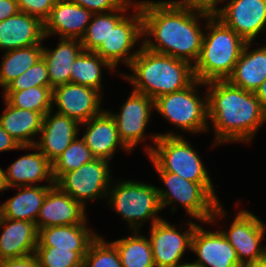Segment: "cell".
<instances>
[{
  "label": "cell",
  "instance_id": "31",
  "mask_svg": "<svg viewBox=\"0 0 266 267\" xmlns=\"http://www.w3.org/2000/svg\"><path fill=\"white\" fill-rule=\"evenodd\" d=\"M115 69L94 51L82 50L71 66V83L91 87L102 93V69Z\"/></svg>",
  "mask_w": 266,
  "mask_h": 267
},
{
  "label": "cell",
  "instance_id": "4",
  "mask_svg": "<svg viewBox=\"0 0 266 267\" xmlns=\"http://www.w3.org/2000/svg\"><path fill=\"white\" fill-rule=\"evenodd\" d=\"M205 21L207 35L204 34L200 55L193 65L195 79L204 83L227 80L247 42L216 16Z\"/></svg>",
  "mask_w": 266,
  "mask_h": 267
},
{
  "label": "cell",
  "instance_id": "23",
  "mask_svg": "<svg viewBox=\"0 0 266 267\" xmlns=\"http://www.w3.org/2000/svg\"><path fill=\"white\" fill-rule=\"evenodd\" d=\"M1 228L0 259L19 258L35 253L38 244L35 223L3 218L0 215Z\"/></svg>",
  "mask_w": 266,
  "mask_h": 267
},
{
  "label": "cell",
  "instance_id": "17",
  "mask_svg": "<svg viewBox=\"0 0 266 267\" xmlns=\"http://www.w3.org/2000/svg\"><path fill=\"white\" fill-rule=\"evenodd\" d=\"M85 207L54 184L39 210L36 219L37 230L51 226L86 224Z\"/></svg>",
  "mask_w": 266,
  "mask_h": 267
},
{
  "label": "cell",
  "instance_id": "8",
  "mask_svg": "<svg viewBox=\"0 0 266 267\" xmlns=\"http://www.w3.org/2000/svg\"><path fill=\"white\" fill-rule=\"evenodd\" d=\"M200 85L205 83L195 79L182 90L156 98L154 109L183 131L194 134L209 131L207 91L204 98L199 97L196 89Z\"/></svg>",
  "mask_w": 266,
  "mask_h": 267
},
{
  "label": "cell",
  "instance_id": "45",
  "mask_svg": "<svg viewBox=\"0 0 266 267\" xmlns=\"http://www.w3.org/2000/svg\"><path fill=\"white\" fill-rule=\"evenodd\" d=\"M240 267H266V259L260 262L242 264Z\"/></svg>",
  "mask_w": 266,
  "mask_h": 267
},
{
  "label": "cell",
  "instance_id": "40",
  "mask_svg": "<svg viewBox=\"0 0 266 267\" xmlns=\"http://www.w3.org/2000/svg\"><path fill=\"white\" fill-rule=\"evenodd\" d=\"M93 14L111 12L118 9L126 0H71Z\"/></svg>",
  "mask_w": 266,
  "mask_h": 267
},
{
  "label": "cell",
  "instance_id": "24",
  "mask_svg": "<svg viewBox=\"0 0 266 267\" xmlns=\"http://www.w3.org/2000/svg\"><path fill=\"white\" fill-rule=\"evenodd\" d=\"M252 42H247L232 74L227 81L246 91L256 92L266 80V45L251 49Z\"/></svg>",
  "mask_w": 266,
  "mask_h": 267
},
{
  "label": "cell",
  "instance_id": "22",
  "mask_svg": "<svg viewBox=\"0 0 266 267\" xmlns=\"http://www.w3.org/2000/svg\"><path fill=\"white\" fill-rule=\"evenodd\" d=\"M29 149H36L38 152L21 156L3 171L6 190L11 187L35 186L43 180L47 181V184H55L52 177V163L35 145L29 146Z\"/></svg>",
  "mask_w": 266,
  "mask_h": 267
},
{
  "label": "cell",
  "instance_id": "39",
  "mask_svg": "<svg viewBox=\"0 0 266 267\" xmlns=\"http://www.w3.org/2000/svg\"><path fill=\"white\" fill-rule=\"evenodd\" d=\"M175 5L196 11L208 14L210 16H216L221 8H217L218 3L223 2L224 0H171Z\"/></svg>",
  "mask_w": 266,
  "mask_h": 267
},
{
  "label": "cell",
  "instance_id": "26",
  "mask_svg": "<svg viewBox=\"0 0 266 267\" xmlns=\"http://www.w3.org/2000/svg\"><path fill=\"white\" fill-rule=\"evenodd\" d=\"M6 107L0 115L2 128L18 142L20 146L35 145L33 138L39 136L44 115L27 109L11 106L5 99Z\"/></svg>",
  "mask_w": 266,
  "mask_h": 267
},
{
  "label": "cell",
  "instance_id": "14",
  "mask_svg": "<svg viewBox=\"0 0 266 267\" xmlns=\"http://www.w3.org/2000/svg\"><path fill=\"white\" fill-rule=\"evenodd\" d=\"M101 97V93L91 87L66 83L53 88L52 104L57 106L56 113L82 124L103 111Z\"/></svg>",
  "mask_w": 266,
  "mask_h": 267
},
{
  "label": "cell",
  "instance_id": "36",
  "mask_svg": "<svg viewBox=\"0 0 266 267\" xmlns=\"http://www.w3.org/2000/svg\"><path fill=\"white\" fill-rule=\"evenodd\" d=\"M35 254L40 267H83L87 252H72L71 249L36 247Z\"/></svg>",
  "mask_w": 266,
  "mask_h": 267
},
{
  "label": "cell",
  "instance_id": "10",
  "mask_svg": "<svg viewBox=\"0 0 266 267\" xmlns=\"http://www.w3.org/2000/svg\"><path fill=\"white\" fill-rule=\"evenodd\" d=\"M233 219L228 231L221 230L235 248L240 264L255 263L266 259V247L261 242L265 224L248 210H241Z\"/></svg>",
  "mask_w": 266,
  "mask_h": 267
},
{
  "label": "cell",
  "instance_id": "44",
  "mask_svg": "<svg viewBox=\"0 0 266 267\" xmlns=\"http://www.w3.org/2000/svg\"><path fill=\"white\" fill-rule=\"evenodd\" d=\"M255 95L260 101L262 107L266 110V80L256 90Z\"/></svg>",
  "mask_w": 266,
  "mask_h": 267
},
{
  "label": "cell",
  "instance_id": "35",
  "mask_svg": "<svg viewBox=\"0 0 266 267\" xmlns=\"http://www.w3.org/2000/svg\"><path fill=\"white\" fill-rule=\"evenodd\" d=\"M83 267H123L121 259L112 242L97 236L90 244L84 257Z\"/></svg>",
  "mask_w": 266,
  "mask_h": 267
},
{
  "label": "cell",
  "instance_id": "15",
  "mask_svg": "<svg viewBox=\"0 0 266 267\" xmlns=\"http://www.w3.org/2000/svg\"><path fill=\"white\" fill-rule=\"evenodd\" d=\"M220 8L216 17L246 42L253 43L259 33L266 31V0H229Z\"/></svg>",
  "mask_w": 266,
  "mask_h": 267
},
{
  "label": "cell",
  "instance_id": "5",
  "mask_svg": "<svg viewBox=\"0 0 266 267\" xmlns=\"http://www.w3.org/2000/svg\"><path fill=\"white\" fill-rule=\"evenodd\" d=\"M154 146L146 145V154L156 170H164L186 180L202 184L216 199L215 187L198 152L185 137L173 131L150 135Z\"/></svg>",
  "mask_w": 266,
  "mask_h": 267
},
{
  "label": "cell",
  "instance_id": "28",
  "mask_svg": "<svg viewBox=\"0 0 266 267\" xmlns=\"http://www.w3.org/2000/svg\"><path fill=\"white\" fill-rule=\"evenodd\" d=\"M83 50L78 39L60 38L57 47L46 48L43 45L42 57L49 73L50 87L71 83V66Z\"/></svg>",
  "mask_w": 266,
  "mask_h": 267
},
{
  "label": "cell",
  "instance_id": "12",
  "mask_svg": "<svg viewBox=\"0 0 266 267\" xmlns=\"http://www.w3.org/2000/svg\"><path fill=\"white\" fill-rule=\"evenodd\" d=\"M132 16H125L114 28L101 45L94 51L106 60L115 70L120 62L130 66L139 49L130 53L142 36V15L137 4Z\"/></svg>",
  "mask_w": 266,
  "mask_h": 267
},
{
  "label": "cell",
  "instance_id": "11",
  "mask_svg": "<svg viewBox=\"0 0 266 267\" xmlns=\"http://www.w3.org/2000/svg\"><path fill=\"white\" fill-rule=\"evenodd\" d=\"M188 228L183 229L161 219L151 225L149 240L152 246L155 267H175L182 263L187 249L191 250V241L198 223L189 220ZM181 230V231H180Z\"/></svg>",
  "mask_w": 266,
  "mask_h": 267
},
{
  "label": "cell",
  "instance_id": "29",
  "mask_svg": "<svg viewBox=\"0 0 266 267\" xmlns=\"http://www.w3.org/2000/svg\"><path fill=\"white\" fill-rule=\"evenodd\" d=\"M138 2L126 0L118 9L106 13L93 14L87 29L81 38L83 50L95 51L106 40L111 28H114L126 15L130 7ZM120 13V14H119Z\"/></svg>",
  "mask_w": 266,
  "mask_h": 267
},
{
  "label": "cell",
  "instance_id": "3",
  "mask_svg": "<svg viewBox=\"0 0 266 267\" xmlns=\"http://www.w3.org/2000/svg\"><path fill=\"white\" fill-rule=\"evenodd\" d=\"M132 74H122L133 90L152 99L188 87L194 80L193 65L185 60L158 53L142 44L130 64Z\"/></svg>",
  "mask_w": 266,
  "mask_h": 267
},
{
  "label": "cell",
  "instance_id": "16",
  "mask_svg": "<svg viewBox=\"0 0 266 267\" xmlns=\"http://www.w3.org/2000/svg\"><path fill=\"white\" fill-rule=\"evenodd\" d=\"M196 256L195 264L201 267H240L235 248L221 231H206L197 225L191 241Z\"/></svg>",
  "mask_w": 266,
  "mask_h": 267
},
{
  "label": "cell",
  "instance_id": "43",
  "mask_svg": "<svg viewBox=\"0 0 266 267\" xmlns=\"http://www.w3.org/2000/svg\"><path fill=\"white\" fill-rule=\"evenodd\" d=\"M19 12L16 0H0V22Z\"/></svg>",
  "mask_w": 266,
  "mask_h": 267
},
{
  "label": "cell",
  "instance_id": "38",
  "mask_svg": "<svg viewBox=\"0 0 266 267\" xmlns=\"http://www.w3.org/2000/svg\"><path fill=\"white\" fill-rule=\"evenodd\" d=\"M19 11L37 17L44 22L57 0H16Z\"/></svg>",
  "mask_w": 266,
  "mask_h": 267
},
{
  "label": "cell",
  "instance_id": "27",
  "mask_svg": "<svg viewBox=\"0 0 266 267\" xmlns=\"http://www.w3.org/2000/svg\"><path fill=\"white\" fill-rule=\"evenodd\" d=\"M52 186L48 184L14 187L19 191L0 205V215L3 218L25 220L36 224L39 210Z\"/></svg>",
  "mask_w": 266,
  "mask_h": 267
},
{
  "label": "cell",
  "instance_id": "37",
  "mask_svg": "<svg viewBox=\"0 0 266 267\" xmlns=\"http://www.w3.org/2000/svg\"><path fill=\"white\" fill-rule=\"evenodd\" d=\"M32 87H50L49 73L43 57L30 69L11 82L3 92H16Z\"/></svg>",
  "mask_w": 266,
  "mask_h": 267
},
{
  "label": "cell",
  "instance_id": "7",
  "mask_svg": "<svg viewBox=\"0 0 266 267\" xmlns=\"http://www.w3.org/2000/svg\"><path fill=\"white\" fill-rule=\"evenodd\" d=\"M116 183L108 190V204L129 223V229L139 231L146 220L152 219V225L162 219L157 215L162 210L157 186L136 180Z\"/></svg>",
  "mask_w": 266,
  "mask_h": 267
},
{
  "label": "cell",
  "instance_id": "19",
  "mask_svg": "<svg viewBox=\"0 0 266 267\" xmlns=\"http://www.w3.org/2000/svg\"><path fill=\"white\" fill-rule=\"evenodd\" d=\"M80 124L68 116L58 113L53 114V109L46 113L43 118L39 133L41 138L35 146L53 163L79 136Z\"/></svg>",
  "mask_w": 266,
  "mask_h": 267
},
{
  "label": "cell",
  "instance_id": "18",
  "mask_svg": "<svg viewBox=\"0 0 266 267\" xmlns=\"http://www.w3.org/2000/svg\"><path fill=\"white\" fill-rule=\"evenodd\" d=\"M93 13L71 0H57L48 18L43 22L45 38L59 35V38L81 40Z\"/></svg>",
  "mask_w": 266,
  "mask_h": 267
},
{
  "label": "cell",
  "instance_id": "9",
  "mask_svg": "<svg viewBox=\"0 0 266 267\" xmlns=\"http://www.w3.org/2000/svg\"><path fill=\"white\" fill-rule=\"evenodd\" d=\"M109 166L108 160L95 158L78 169L63 174L55 185L84 206L90 200L102 197L106 199L113 180Z\"/></svg>",
  "mask_w": 266,
  "mask_h": 267
},
{
  "label": "cell",
  "instance_id": "32",
  "mask_svg": "<svg viewBox=\"0 0 266 267\" xmlns=\"http://www.w3.org/2000/svg\"><path fill=\"white\" fill-rule=\"evenodd\" d=\"M131 234L133 235L111 241L118 250L122 266L155 267L149 238L143 236L140 230H133Z\"/></svg>",
  "mask_w": 266,
  "mask_h": 267
},
{
  "label": "cell",
  "instance_id": "20",
  "mask_svg": "<svg viewBox=\"0 0 266 267\" xmlns=\"http://www.w3.org/2000/svg\"><path fill=\"white\" fill-rule=\"evenodd\" d=\"M81 125L87 127L82 138L95 158L110 161L118 147L131 153L121 141L116 122L107 110L103 109L99 115Z\"/></svg>",
  "mask_w": 266,
  "mask_h": 267
},
{
  "label": "cell",
  "instance_id": "46",
  "mask_svg": "<svg viewBox=\"0 0 266 267\" xmlns=\"http://www.w3.org/2000/svg\"><path fill=\"white\" fill-rule=\"evenodd\" d=\"M3 171L4 170L2 168H0V192L6 190V187H5V184H4Z\"/></svg>",
  "mask_w": 266,
  "mask_h": 267
},
{
  "label": "cell",
  "instance_id": "25",
  "mask_svg": "<svg viewBox=\"0 0 266 267\" xmlns=\"http://www.w3.org/2000/svg\"><path fill=\"white\" fill-rule=\"evenodd\" d=\"M98 235L87 224L51 226L38 230L37 247L71 249L72 252H87Z\"/></svg>",
  "mask_w": 266,
  "mask_h": 267
},
{
  "label": "cell",
  "instance_id": "30",
  "mask_svg": "<svg viewBox=\"0 0 266 267\" xmlns=\"http://www.w3.org/2000/svg\"><path fill=\"white\" fill-rule=\"evenodd\" d=\"M43 44L6 51L0 64V86L5 89L30 69L41 57Z\"/></svg>",
  "mask_w": 266,
  "mask_h": 267
},
{
  "label": "cell",
  "instance_id": "6",
  "mask_svg": "<svg viewBox=\"0 0 266 267\" xmlns=\"http://www.w3.org/2000/svg\"><path fill=\"white\" fill-rule=\"evenodd\" d=\"M156 172L167 187L166 190L157 187L162 209L178 202L186 210V215L203 224L218 222V217L222 219L226 217L227 214L219 199H216L202 184L164 170Z\"/></svg>",
  "mask_w": 266,
  "mask_h": 267
},
{
  "label": "cell",
  "instance_id": "2",
  "mask_svg": "<svg viewBox=\"0 0 266 267\" xmlns=\"http://www.w3.org/2000/svg\"><path fill=\"white\" fill-rule=\"evenodd\" d=\"M208 120L213 123V145L232 142L250 143L262 124L266 110L254 92L231 85L227 80L205 83Z\"/></svg>",
  "mask_w": 266,
  "mask_h": 267
},
{
  "label": "cell",
  "instance_id": "47",
  "mask_svg": "<svg viewBox=\"0 0 266 267\" xmlns=\"http://www.w3.org/2000/svg\"><path fill=\"white\" fill-rule=\"evenodd\" d=\"M175 267H201L200 265H197V264H195L194 262H182V263H179L177 266H175Z\"/></svg>",
  "mask_w": 266,
  "mask_h": 267
},
{
  "label": "cell",
  "instance_id": "42",
  "mask_svg": "<svg viewBox=\"0 0 266 267\" xmlns=\"http://www.w3.org/2000/svg\"><path fill=\"white\" fill-rule=\"evenodd\" d=\"M26 150L29 146H20L1 126L0 124V152L10 150Z\"/></svg>",
  "mask_w": 266,
  "mask_h": 267
},
{
  "label": "cell",
  "instance_id": "1",
  "mask_svg": "<svg viewBox=\"0 0 266 267\" xmlns=\"http://www.w3.org/2000/svg\"><path fill=\"white\" fill-rule=\"evenodd\" d=\"M138 5L142 15V45L194 65L204 37L199 19L211 16L181 8L171 0L138 1Z\"/></svg>",
  "mask_w": 266,
  "mask_h": 267
},
{
  "label": "cell",
  "instance_id": "13",
  "mask_svg": "<svg viewBox=\"0 0 266 267\" xmlns=\"http://www.w3.org/2000/svg\"><path fill=\"white\" fill-rule=\"evenodd\" d=\"M120 109L119 113L107 111L116 122L121 141L132 152L140 142L146 140L144 130L154 109V99L132 90Z\"/></svg>",
  "mask_w": 266,
  "mask_h": 267
},
{
  "label": "cell",
  "instance_id": "34",
  "mask_svg": "<svg viewBox=\"0 0 266 267\" xmlns=\"http://www.w3.org/2000/svg\"><path fill=\"white\" fill-rule=\"evenodd\" d=\"M95 157L84 139L75 138L64 152L52 163V177L56 182L63 174L78 169Z\"/></svg>",
  "mask_w": 266,
  "mask_h": 267
},
{
  "label": "cell",
  "instance_id": "21",
  "mask_svg": "<svg viewBox=\"0 0 266 267\" xmlns=\"http://www.w3.org/2000/svg\"><path fill=\"white\" fill-rule=\"evenodd\" d=\"M44 40L43 22L25 12L19 11L0 22V49L3 51L42 44Z\"/></svg>",
  "mask_w": 266,
  "mask_h": 267
},
{
  "label": "cell",
  "instance_id": "33",
  "mask_svg": "<svg viewBox=\"0 0 266 267\" xmlns=\"http://www.w3.org/2000/svg\"><path fill=\"white\" fill-rule=\"evenodd\" d=\"M53 89L51 87H32L16 92H4L5 99L11 106L27 109L45 115L52 110Z\"/></svg>",
  "mask_w": 266,
  "mask_h": 267
},
{
  "label": "cell",
  "instance_id": "41",
  "mask_svg": "<svg viewBox=\"0 0 266 267\" xmlns=\"http://www.w3.org/2000/svg\"><path fill=\"white\" fill-rule=\"evenodd\" d=\"M0 267H40L35 253L19 257L0 259Z\"/></svg>",
  "mask_w": 266,
  "mask_h": 267
}]
</instances>
